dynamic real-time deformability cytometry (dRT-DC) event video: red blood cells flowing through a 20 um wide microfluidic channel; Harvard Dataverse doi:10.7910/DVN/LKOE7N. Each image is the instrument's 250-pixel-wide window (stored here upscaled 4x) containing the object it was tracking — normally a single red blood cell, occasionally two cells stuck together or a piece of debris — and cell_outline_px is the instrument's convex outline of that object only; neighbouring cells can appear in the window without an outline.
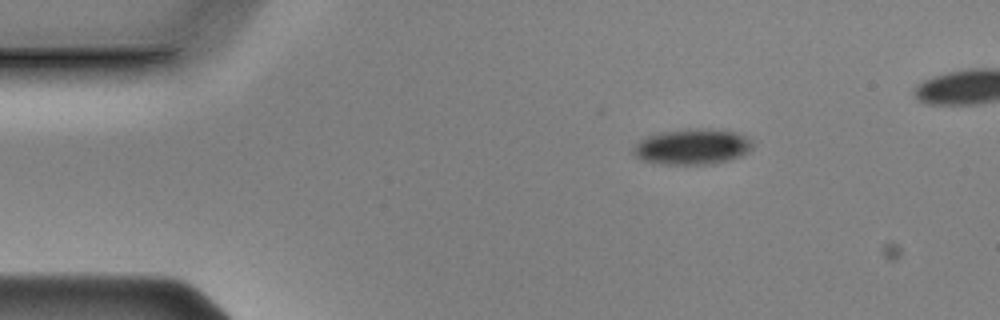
{"species": "Egyptian fruit bat (a non-hibernating species)", "species_latin": "Rousettus aegyptiacus", "temperature_condition": "cold", "stored_images_in_passage": 45, "camera_frame_rate_fps": 3000, "um_per_image_px": 0.085, "animal": {"sex": "male"}, "frame": {"image": 1, "passage_image": 1, "time_ms": 0.0, "image_size_px": [1000, 320], "cell_outline_px": [[756, 144], [748, 152], [732, 160], [716, 164], [652, 164], [640, 160], [632, 152], [632, 148], [640, 140], [648, 136], [664, 132], [688, 128], [708, 128], [736, 132], [748, 136]], "centroid_in_image_um": [58.89, 12.48], "position_along_channel_um": 26.1, "area_um2": 25.37}}
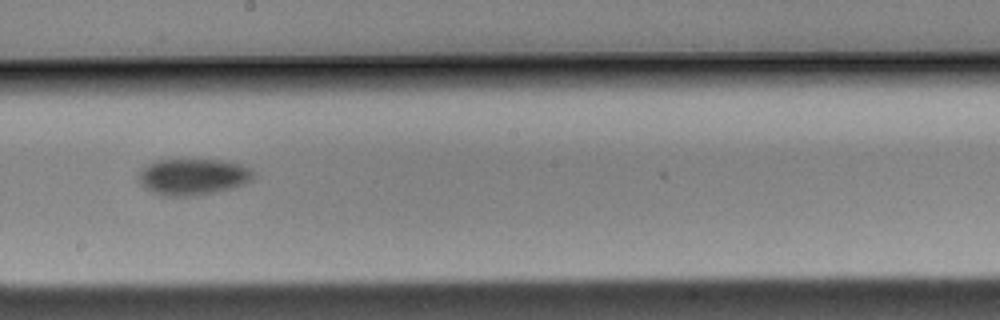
{"frame": {"image": 2, "passage_image": 23, "time_ms": 7.333, "image_size_px": [1000, 320], "cell_outline_px": [[256, 172], [252, 180], [244, 184], [232, 188], [216, 192], [196, 196], [160, 196], [144, 188], [136, 180], [136, 176], [148, 164], [156, 160], [220, 160], [240, 164], [252, 168]], "centroid_in_image_um": [16.4, 15.04], "position_along_channel_um": 231.8, "area_um2": 24.74}}
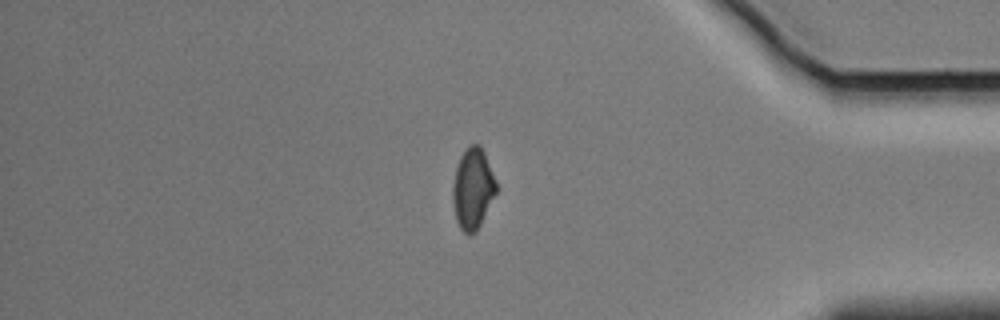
{"frame": {"image": 3, "passage_image": 39, "time_ms": 12.667, "image_size_px": [1000, 320], "cell_outline_px": [[500, 188], [476, 232], [468, 236], [460, 228], [456, 220], [452, 204], [452, 184], [456, 168], [460, 156], [468, 144], [480, 144], [484, 152]], "centroid_in_image_um": [40.2, 16.04], "position_along_channel_um": 395.0, "area_um2": 21.1}, "authors_computed_cell_mechanics": {"area_um2": 24.6228, "velocity_mm_per_s": 3.6037, "shape_relaxation_time_tau1_ms": 2.827, "shape_relaxation_time_tau2_ms": null, "deformation_change_tau1": 0.0626, "deformation_change_tau2": null}}